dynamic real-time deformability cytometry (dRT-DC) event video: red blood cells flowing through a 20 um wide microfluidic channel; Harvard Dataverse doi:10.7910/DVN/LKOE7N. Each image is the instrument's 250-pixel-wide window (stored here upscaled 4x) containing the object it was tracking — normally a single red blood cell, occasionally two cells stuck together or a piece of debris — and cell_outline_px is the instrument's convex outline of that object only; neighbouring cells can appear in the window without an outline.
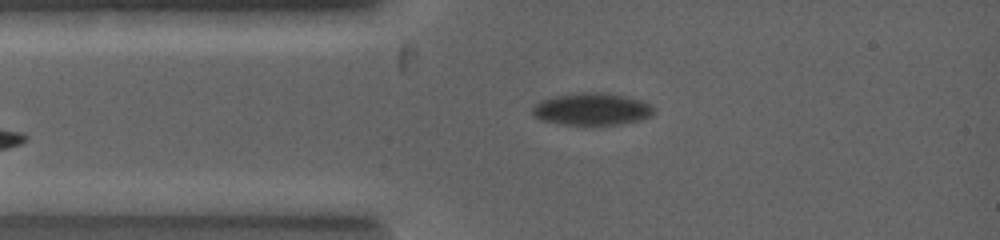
{"species": "common noctule bat (a hibernating species)", "species_latin": "Nyctalus noctula", "temperature_condition": "warm", "stored_images_in_passage": 4, "camera_frame_rate_fps": 5000, "um_per_image_px": 0.085, "animal": {"sex": "female", "body_mass_g": 19.0, "forearm_length_mm": 53.3}, "frame": {"image": 1, "passage_image": 1, "time_ms": 0.0, "image_size_px": [1000, 240], "cell_outline_px": [[652, 116], [640, 120], [620, 124], [560, 124], [540, 120], [532, 116], [532, 108], [536, 104], [544, 100], [560, 96], [584, 92], [592, 92], [620, 96], [640, 100], [652, 104]], "centroid_in_image_um": [50.3, 9.3], "position_along_channel_um": 34.7, "area_um2": 22.14}}